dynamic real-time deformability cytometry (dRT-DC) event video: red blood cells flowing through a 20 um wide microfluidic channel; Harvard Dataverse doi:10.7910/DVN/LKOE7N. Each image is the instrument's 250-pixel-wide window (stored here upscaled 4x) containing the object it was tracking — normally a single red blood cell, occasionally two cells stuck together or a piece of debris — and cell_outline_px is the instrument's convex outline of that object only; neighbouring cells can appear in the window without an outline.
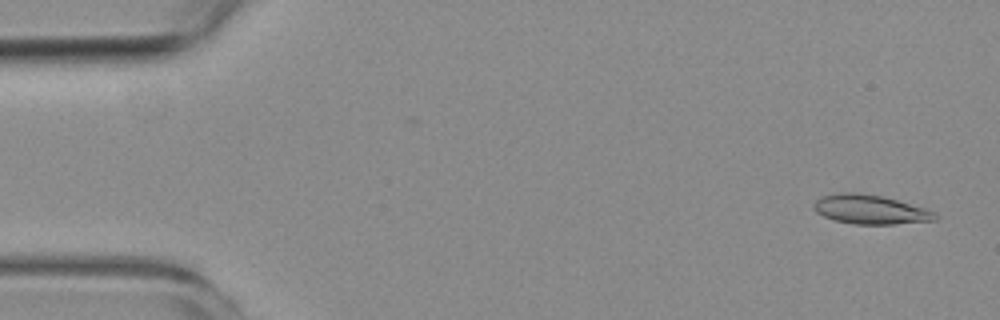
{"species": "common noctule bat (a hibernating species)", "species_latin": "Nyctalus noctula", "temperature_condition": "room temperature", "stored_images_in_passage": 3, "camera_frame_rate_fps": 3000, "um_per_image_px": 0.085, "animal": {"sex": "female", "body_mass_g": 19.3, "forearm_length_mm": 54.1}, "frame": {"image": 1, "passage_image": 1, "time_ms": 0.0, "image_size_px": [1000, 320], "cell_outline_px": [[940, 216], [936, 220], [892, 224], [856, 224], [836, 220], [824, 216], [816, 212], [812, 208], [812, 204], [820, 196], [840, 192], [852, 192], [880, 196], [896, 200], [924, 208], [936, 212]], "centroid_in_image_um": [73.95, 17.8], "position_along_channel_um": 11.0, "area_um2": 20.52}}